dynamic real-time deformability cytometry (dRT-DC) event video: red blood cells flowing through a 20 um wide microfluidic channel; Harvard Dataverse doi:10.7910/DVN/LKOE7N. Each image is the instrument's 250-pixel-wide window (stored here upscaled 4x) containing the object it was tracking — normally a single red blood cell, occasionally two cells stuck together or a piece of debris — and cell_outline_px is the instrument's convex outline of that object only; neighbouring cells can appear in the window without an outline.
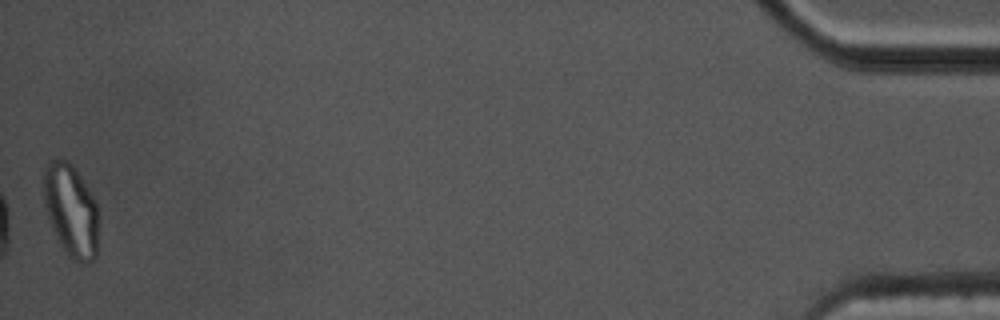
{"species": "common noctule bat (a hibernating species)", "species_latin": "Nyctalus noctula", "temperature_condition": "cold", "stored_images_in_passage": 42, "camera_frame_rate_fps": 3000, "um_per_image_px": 0.085, "animal": {"sex": "male", "body_mass_g": 17.5, "forearm_length_mm": 52.3}, "frame": {"image": 1, "passage_image": 42, "time_ms": 13.667, "image_size_px": [1000, 320], "cell_outline_px": [[100, 224], [96, 256], [88, 264], [80, 264], [72, 260], [68, 256], [60, 244], [52, 228], [44, 204], [44, 168], [48, 160], [56, 156], [68, 160], [72, 164], [96, 200], [100, 212]], "centroid_in_image_um": [6.07, 17.89], "position_along_channel_um": 429.1, "area_um2": 30.63}, "authors_computed_cell_mechanics": {"area_um2": 17.2244, "velocity_mm_per_s": 3.4223, "shape_relaxation_time_tau1_ms": null, "shape_relaxation_time_tau2_ms": 3.6711, "deformation_change_tau1": null, "deformation_change_tau2": 0.1118}}